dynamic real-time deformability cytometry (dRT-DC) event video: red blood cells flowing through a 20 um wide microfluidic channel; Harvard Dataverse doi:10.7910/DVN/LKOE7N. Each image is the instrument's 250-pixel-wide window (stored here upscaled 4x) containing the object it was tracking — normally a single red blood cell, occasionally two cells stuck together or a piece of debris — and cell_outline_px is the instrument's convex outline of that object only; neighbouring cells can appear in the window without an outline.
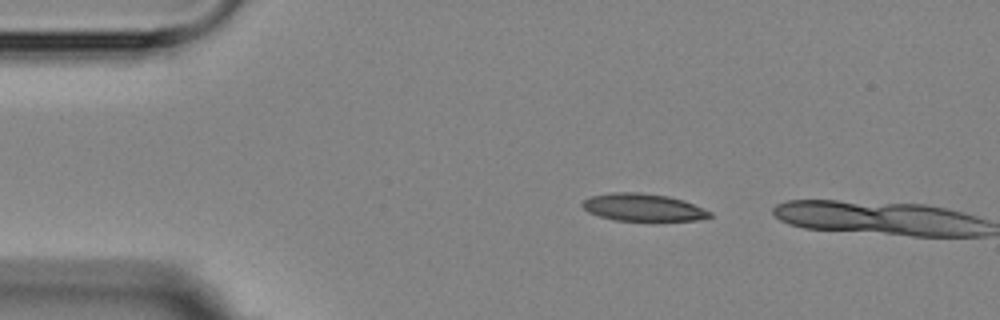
{"species": "Egyptian fruit bat (a non-hibernating species)", "species_latin": "Rousettus aegyptiacus", "temperature_condition": "room temperature", "stored_images_in_passage": 3, "camera_frame_rate_fps": 3000, "um_per_image_px": 0.085, "animal": {"sex": "female"}, "frame": {"image": 1, "passage_image": 1, "time_ms": 0.0, "image_size_px": [1000, 320], "cell_outline_px": [[712, 216], [696, 220], [616, 220], [600, 216], [588, 212], [580, 204], [584, 200], [592, 196], [612, 192], [640, 192], [668, 196], [684, 200], [712, 212]], "centroid_in_image_um": [54.65, 17.61], "position_along_channel_um": 30.3, "area_um2": 20.17}}